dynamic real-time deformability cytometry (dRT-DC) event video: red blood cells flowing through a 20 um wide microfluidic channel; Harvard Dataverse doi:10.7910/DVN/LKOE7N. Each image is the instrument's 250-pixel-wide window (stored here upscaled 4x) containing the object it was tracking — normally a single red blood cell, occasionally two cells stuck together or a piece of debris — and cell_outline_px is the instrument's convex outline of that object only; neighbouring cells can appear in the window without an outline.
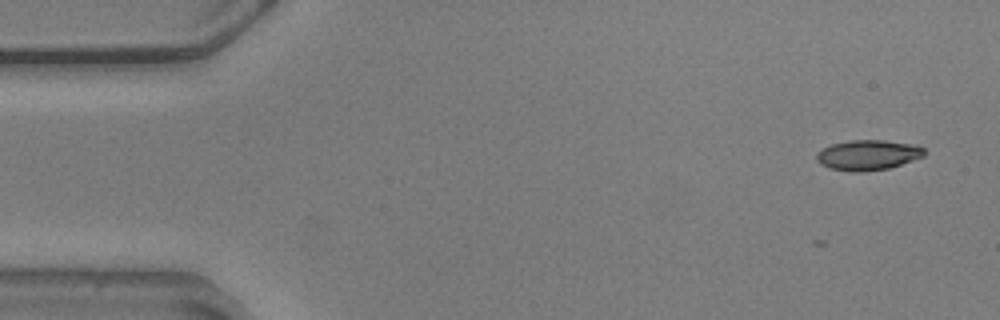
{"species": "common noctule bat (a hibernating species)", "species_latin": "Nyctalus noctula", "temperature_condition": "warm", "stored_images_in_passage": 8, "camera_frame_rate_fps": 3000, "um_per_image_px": 0.085, "animal": {"sex": "male", "body_mass_g": 20.5, "forearm_length_mm": 52.5}, "frame": {"image": 1, "passage_image": 1, "time_ms": 0.0, "image_size_px": [1000, 320], "cell_outline_px": [[924, 156], [888, 168], [860, 172], [856, 172], [828, 168], [820, 164], [816, 160], [816, 152], [832, 144], [852, 140], [884, 140], [908, 144], [924, 148]], "centroid_in_image_um": [73.71, 13.18], "position_along_channel_um": 11.3, "area_um2": 18.67}}